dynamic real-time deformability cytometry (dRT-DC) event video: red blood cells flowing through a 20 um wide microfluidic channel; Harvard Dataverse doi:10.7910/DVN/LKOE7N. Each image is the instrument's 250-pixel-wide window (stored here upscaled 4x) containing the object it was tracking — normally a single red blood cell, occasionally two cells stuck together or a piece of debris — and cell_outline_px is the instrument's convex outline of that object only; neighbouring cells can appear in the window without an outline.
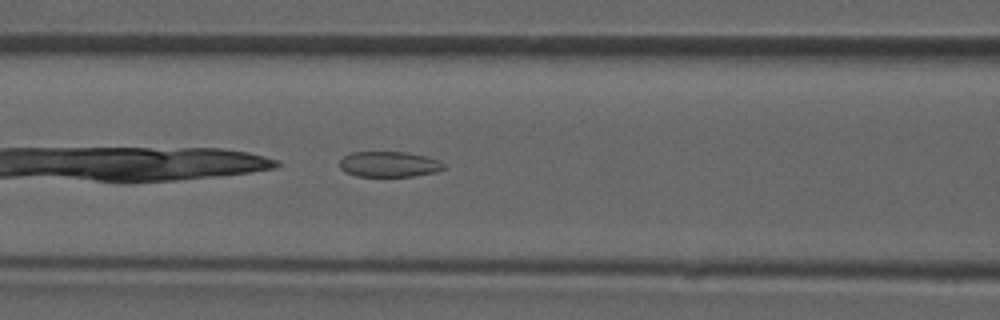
{"species": "common noctule bat (a hibernating species)", "species_latin": "Nyctalus noctula", "temperature_condition": "room temperature", "stored_images_in_passage": 35, "camera_frame_rate_fps": 3000, "um_per_image_px": 0.085, "animal": {"sex": "male", "forearm_length_mm": 52.5}, "frame": {"image": 1, "passage_image": 6, "time_ms": 1.667, "image_size_px": [1000, 320], "cell_outline_px": [[444, 168], [436, 172], [412, 176], [356, 176], [344, 172], [340, 168], [340, 160], [344, 156], [352, 152], [408, 152], [428, 156], [440, 160], [444, 164]], "centroid_in_image_um": [33.08, 13.95], "position_along_channel_um": 133.5, "area_um2": 15.61}}